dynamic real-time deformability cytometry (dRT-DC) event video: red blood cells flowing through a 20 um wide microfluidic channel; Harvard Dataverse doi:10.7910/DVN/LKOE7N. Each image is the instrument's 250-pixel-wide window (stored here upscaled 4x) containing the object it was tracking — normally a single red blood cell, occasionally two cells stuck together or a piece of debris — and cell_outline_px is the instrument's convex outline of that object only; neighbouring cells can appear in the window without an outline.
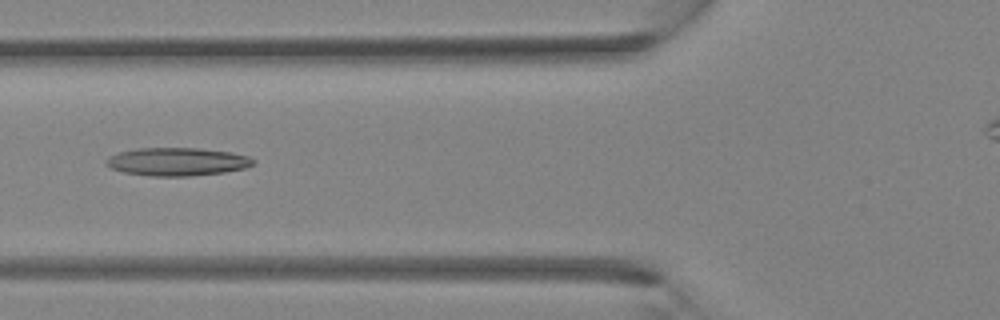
{"species": "Egyptian fruit bat (a non-hibernating species)", "species_latin": "Rousettus aegyptiacus", "temperature_condition": "room temperature", "stored_images_in_passage": 5, "camera_frame_rate_fps": 3000, "um_per_image_px": 0.085, "animal": {"sex": "female"}, "frame": {"image": 1, "passage_image": 5, "time_ms": 4.667, "image_size_px": [1000, 320], "cell_outline_px": [[256, 164], [244, 168], [224, 172], [188, 176], [148, 176], [124, 172], [112, 168], [104, 164], [104, 160], [120, 152], [136, 148], [196, 148], [232, 152], [248, 156], [256, 160]], "centroid_in_image_um": [15.08, 13.74], "position_along_channel_um": 110.7, "area_um2": 24.1}}